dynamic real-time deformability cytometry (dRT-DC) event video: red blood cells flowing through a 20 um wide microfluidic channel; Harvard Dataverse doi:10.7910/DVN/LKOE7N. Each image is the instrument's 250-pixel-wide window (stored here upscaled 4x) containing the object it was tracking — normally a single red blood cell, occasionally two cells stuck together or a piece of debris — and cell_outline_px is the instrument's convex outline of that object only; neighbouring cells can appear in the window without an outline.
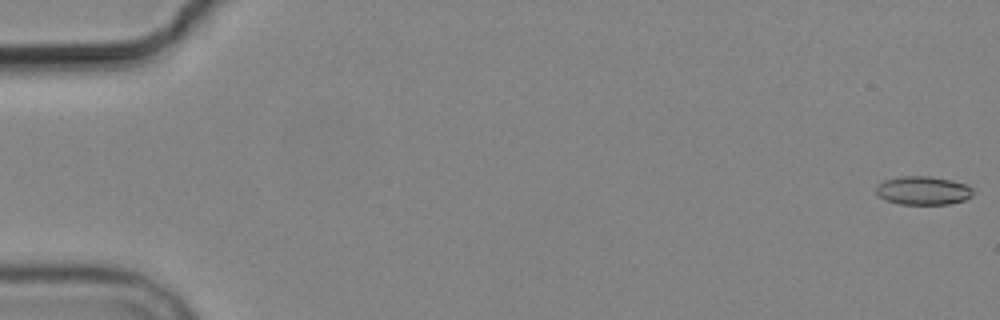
{"species": "common noctule bat (a hibernating species)", "species_latin": "Nyctalus noctula", "temperature_condition": "cold", "stored_images_in_passage": 6, "camera_frame_rate_fps": 3000, "um_per_image_px": 0.085, "animal": {"sex": "male", "body_mass_g": 19.2, "forearm_length_mm": 51.8}, "frame": {"image": 1, "passage_image": 1, "time_ms": 0.0, "image_size_px": [1000, 320], "cell_outline_px": [[972, 196], [964, 200], [948, 204], [900, 204], [884, 200], [876, 192], [876, 184], [884, 180], [900, 176], [928, 176], [952, 180], [964, 184], [972, 188]], "centroid_in_image_um": [78.42, 16.19], "position_along_channel_um": 6.6, "area_um2": 16.13}}
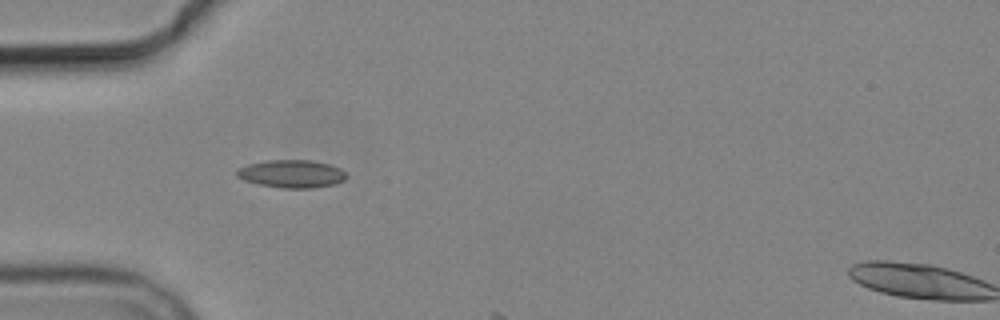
{"frame": {"image": 2, "passage_image": 5, "time_ms": 5.667, "image_size_px": [1000, 320], "cell_outline_px": [[348, 176], [344, 180], [336, 184], [312, 188], [284, 188], [256, 184], [244, 180], [236, 176], [236, 172], [240, 168], [248, 164], [268, 160], [312, 160], [328, 164], [340, 168]], "centroid_in_image_um": [24.8, 14.78], "position_along_channel_um": 60.2, "area_um2": 17.8}}